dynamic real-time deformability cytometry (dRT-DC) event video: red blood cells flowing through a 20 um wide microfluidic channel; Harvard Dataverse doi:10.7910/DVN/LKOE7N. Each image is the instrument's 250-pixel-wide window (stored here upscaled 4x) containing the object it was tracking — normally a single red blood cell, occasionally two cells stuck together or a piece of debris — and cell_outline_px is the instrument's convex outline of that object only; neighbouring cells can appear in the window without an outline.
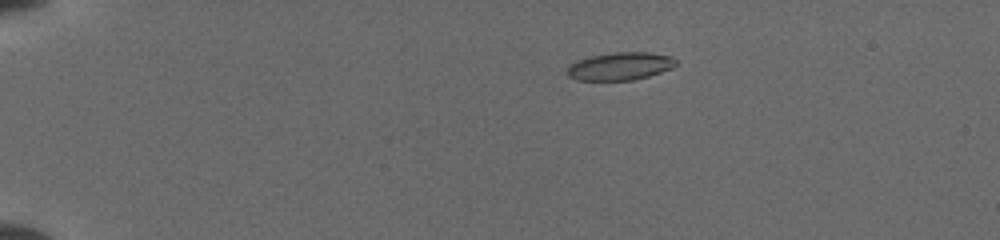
{"species": "common noctule bat (a hibernating species)", "species_latin": "Nyctalus noctula", "temperature_condition": "cold", "stored_images_in_passage": 4, "camera_frame_rate_fps": 3000, "um_per_image_px": 0.085, "animal": {"sex": "female", "body_mass_g": 19.5, "forearm_length_mm": 54.1}, "frame": {"image": 1, "passage_image": 2, "time_ms": 1.333, "image_size_px": [1000, 240], "cell_outline_px": [[680, 64], [672, 68], [648, 76], [632, 80], [576, 80], [568, 76], [568, 68], [572, 64], [580, 60], [592, 56], [616, 52], [648, 52], [672, 56]], "centroid_in_image_um": [52.78, 5.63], "position_along_channel_um": 32.2, "area_um2": 17.46}}